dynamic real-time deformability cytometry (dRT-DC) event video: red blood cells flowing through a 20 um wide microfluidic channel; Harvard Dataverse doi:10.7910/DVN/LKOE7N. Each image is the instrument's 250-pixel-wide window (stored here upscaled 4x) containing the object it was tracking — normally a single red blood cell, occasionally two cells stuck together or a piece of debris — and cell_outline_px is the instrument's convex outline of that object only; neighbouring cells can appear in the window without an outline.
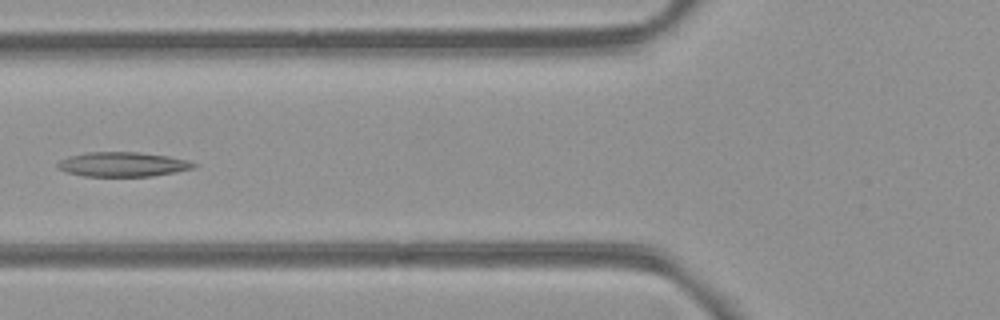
{"species": "common noctule bat (a hibernating species)", "species_latin": "Nyctalus noctula", "temperature_condition": "room temperature", "stored_images_in_passage": 6, "camera_frame_rate_fps": 3000, "um_per_image_px": 0.085, "animal": {"sex": "female", "body_mass_g": 21.9}, "frame": {"image": 1, "passage_image": 6, "time_ms": 6.333, "image_size_px": [1000, 320], "cell_outline_px": [[200, 164], [192, 168], [176, 172], [152, 176], [84, 176], [68, 172], [56, 168], [56, 164], [60, 160], [68, 156], [88, 152], [136, 152], [168, 156], [188, 160]], "centroid_in_image_um": [10.43, 13.97], "position_along_channel_um": 115.4, "area_um2": 19.48}}